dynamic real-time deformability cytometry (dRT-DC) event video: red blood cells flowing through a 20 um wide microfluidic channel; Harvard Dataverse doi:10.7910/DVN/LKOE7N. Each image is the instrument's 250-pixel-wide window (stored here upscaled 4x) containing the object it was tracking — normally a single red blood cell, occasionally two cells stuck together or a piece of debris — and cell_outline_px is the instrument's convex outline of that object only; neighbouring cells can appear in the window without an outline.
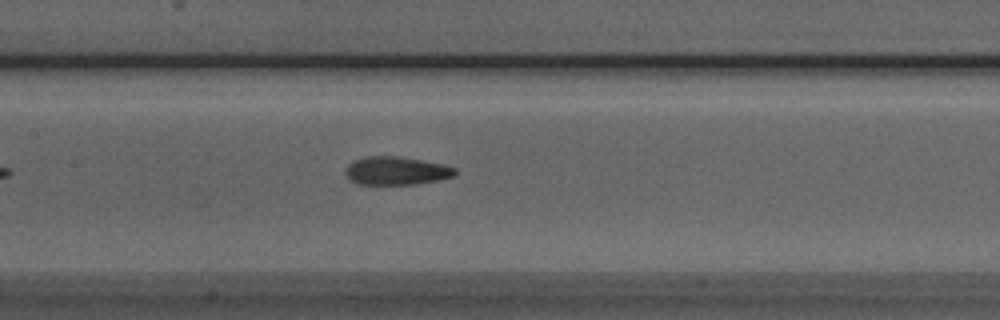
{"species": "Egyptian fruit bat (a non-hibernating species)", "species_latin": "Rousettus aegyptiacus", "temperature_condition": "room temperature", "stored_images_in_passage": 31, "camera_frame_rate_fps": 3000, "um_per_image_px": 0.085, "animal": {"sex": "male"}, "frame": {"image": 1, "passage_image": 10, "time_ms": 3.0, "image_size_px": [1000, 320], "cell_outline_px": [[456, 172], [452, 176], [440, 180], [416, 184], [356, 184], [344, 172], [344, 168], [352, 160], [364, 156], [400, 156], [444, 164], [456, 168]], "centroid_in_image_um": [33.66, 14.5], "position_along_channel_um": 173.7, "area_um2": 18.21}}
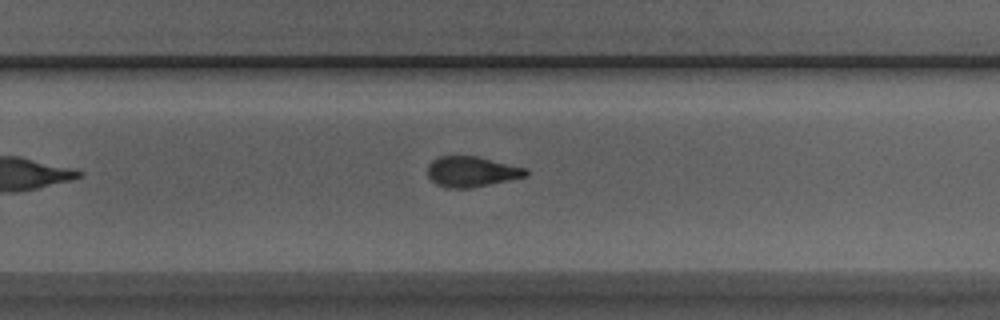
{"frame": {"image": 2, "passage_image": 19, "time_ms": 6.0, "image_size_px": [1000, 320], "cell_outline_px": [[528, 176], [468, 188], [448, 188], [436, 184], [428, 176], [428, 164], [436, 156], [476, 156], [528, 168]], "centroid_in_image_um": [40.08, 14.58], "position_along_channel_um": 289.7, "area_um2": 17.4}}
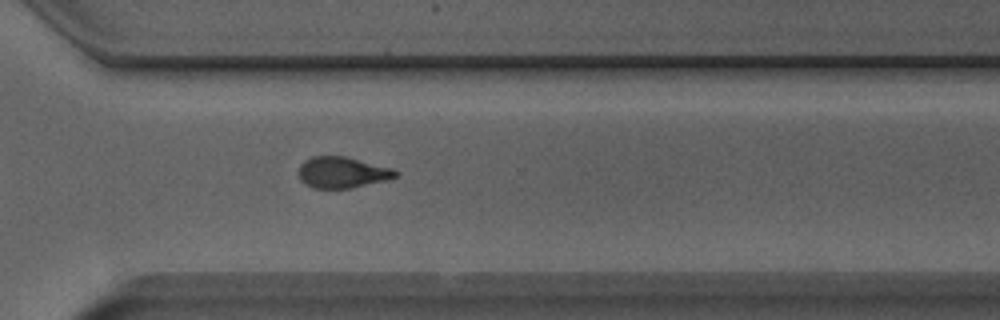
{"frame": {"image": 3, "passage_image": 23, "time_ms": 7.333, "image_size_px": [1000, 320], "cell_outline_px": [[400, 172], [396, 176], [384, 180], [352, 188], [312, 188], [304, 184], [300, 180], [300, 164], [304, 160], [312, 156], [344, 156], [392, 168]], "centroid_in_image_um": [29.06, 14.65], "position_along_channel_um": 341.5, "area_um2": 17.46}, "authors_computed_cell_mechanics": {"area_um2": 17.9758, "velocity_mm_per_s": 3.8788, "shape_relaxation_time_tau1_ms": 3.7291, "shape_relaxation_time_tau2_ms": 0.9573, "deformation_change_tau1": 0.1635, "deformation_change_tau2": 0.0779}}